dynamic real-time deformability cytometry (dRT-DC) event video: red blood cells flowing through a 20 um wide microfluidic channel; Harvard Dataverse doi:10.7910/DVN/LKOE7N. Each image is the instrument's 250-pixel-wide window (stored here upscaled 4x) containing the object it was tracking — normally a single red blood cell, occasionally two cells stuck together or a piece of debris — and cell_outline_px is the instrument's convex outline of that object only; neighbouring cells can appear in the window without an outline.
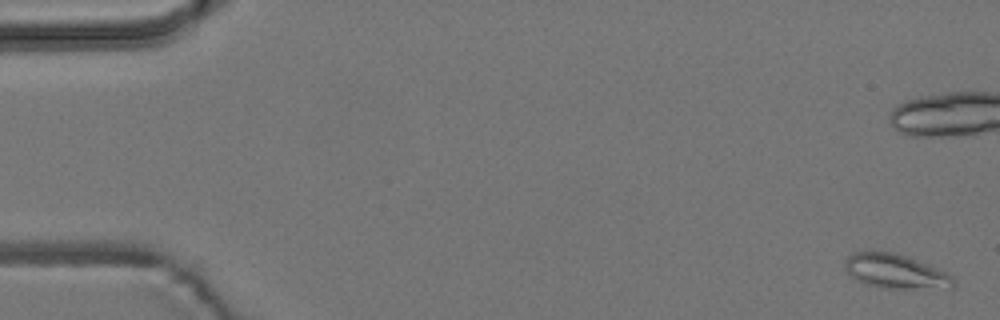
{"species": "common noctule bat (a hibernating species)", "species_latin": "Nyctalus noctula", "temperature_condition": "room temperature", "stored_images_in_passage": 11, "camera_frame_rate_fps": 3000, "um_per_image_px": 0.085, "animal": {"sex": "male", "body_mass_g": 19.2, "forearm_length_mm": 51.8}, "frame": {"image": 1, "passage_image": 1, "time_ms": 0.0, "image_size_px": [1000, 320], "cell_outline_px": [[956, 284], [952, 288], [888, 288], [868, 284], [856, 280], [844, 268], [844, 260], [852, 252], [892, 252], [908, 256], [936, 268], [952, 276], [956, 280]], "centroid_in_image_um": [76.12, 23.06], "position_along_channel_um": 8.9, "area_um2": 21.5}}
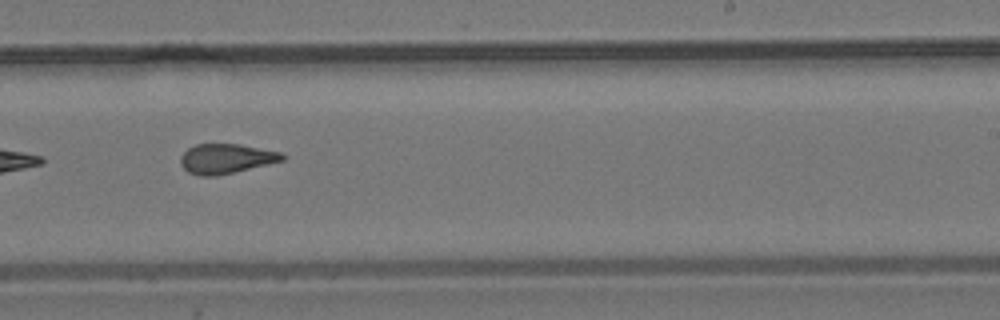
{"frame": {"image": 2, "passage_image": 10, "time_ms": 11.667, "image_size_px": [1000, 320], "cell_outline_px": [[284, 160], [216, 176], [200, 176], [188, 172], [180, 164], [180, 156], [188, 148], [196, 144], [240, 144], [280, 152], [284, 156]], "centroid_in_image_um": [19.17, 13.48], "position_along_channel_um": 269.8, "area_um2": 17.46}}
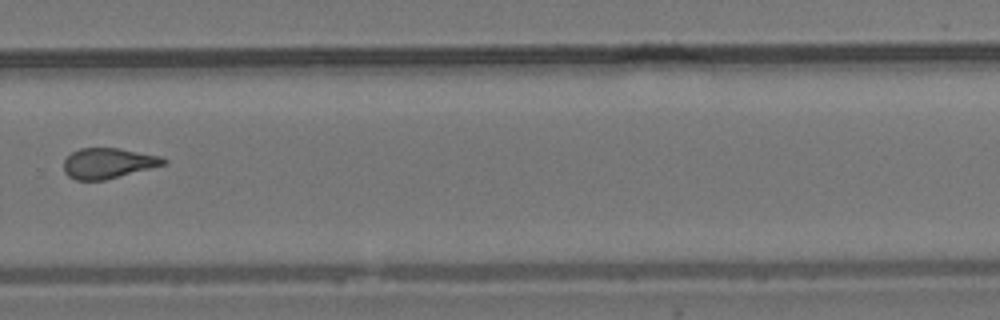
{"frame": {"image": 3, "passage_image": 11, "time_ms": 13.0, "image_size_px": [1000, 320], "cell_outline_px": [[168, 160], [164, 164], [104, 180], [76, 180], [68, 176], [64, 172], [64, 160], [72, 152], [80, 148], [120, 148], [160, 156]], "centroid_in_image_um": [9.15, 13.86], "position_along_channel_um": 320.6, "area_um2": 17.46}}